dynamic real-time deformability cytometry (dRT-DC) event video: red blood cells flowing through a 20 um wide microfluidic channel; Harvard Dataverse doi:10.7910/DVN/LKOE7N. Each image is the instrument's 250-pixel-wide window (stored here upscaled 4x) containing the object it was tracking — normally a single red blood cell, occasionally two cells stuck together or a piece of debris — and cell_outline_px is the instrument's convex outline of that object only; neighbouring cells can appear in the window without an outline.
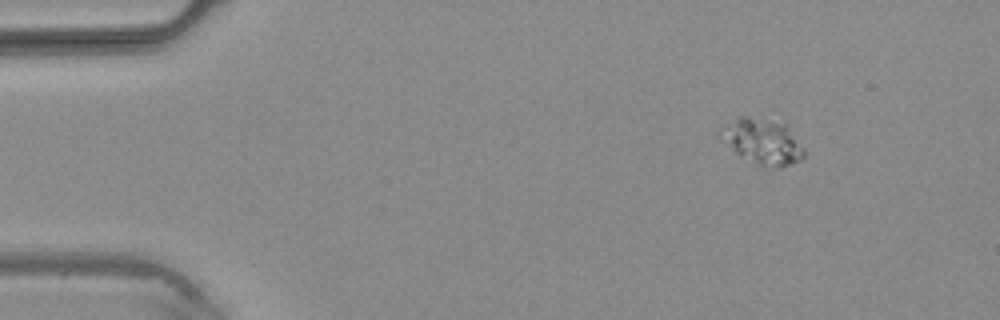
{"species": "common noctule bat (a hibernating species)", "species_latin": "Nyctalus noctula", "temperature_condition": "warm", "stored_images_in_passage": 3, "camera_frame_rate_fps": 3000, "um_per_image_px": 0.085, "animal": {"sex": "male", "body_mass_g": 20.4}, "frame": {"image": 1, "passage_image": 1, "time_ms": 0.0, "image_size_px": [1000, 320], "cell_outline_px": [[804, 156], [800, 160], [780, 168], [760, 164], [736, 152], [720, 140], [716, 136], [716, 132], [720, 128], [740, 116], [744, 116], [768, 120], [784, 124], [804, 148]], "centroid_in_image_um": [64.76, 12.01], "position_along_channel_um": 20.2, "area_um2": 21.56}}